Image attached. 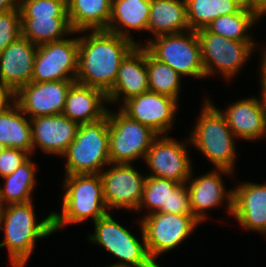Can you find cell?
<instances>
[{"instance_id":"obj_1","label":"cell","mask_w":266,"mask_h":267,"mask_svg":"<svg viewBox=\"0 0 266 267\" xmlns=\"http://www.w3.org/2000/svg\"><path fill=\"white\" fill-rule=\"evenodd\" d=\"M79 37L78 72L75 81L107 93L114 85L122 60L136 46L107 30H88Z\"/></svg>"},{"instance_id":"obj_2","label":"cell","mask_w":266,"mask_h":267,"mask_svg":"<svg viewBox=\"0 0 266 267\" xmlns=\"http://www.w3.org/2000/svg\"><path fill=\"white\" fill-rule=\"evenodd\" d=\"M34 211L33 201L9 204L0 211V228L4 230V242L0 243V248L7 247L12 267H25L35 242L54 233L53 212L37 222Z\"/></svg>"},{"instance_id":"obj_3","label":"cell","mask_w":266,"mask_h":267,"mask_svg":"<svg viewBox=\"0 0 266 267\" xmlns=\"http://www.w3.org/2000/svg\"><path fill=\"white\" fill-rule=\"evenodd\" d=\"M63 184L62 212H53L54 232L90 217L95 222L108 213L100 174L65 175Z\"/></svg>"},{"instance_id":"obj_4","label":"cell","mask_w":266,"mask_h":267,"mask_svg":"<svg viewBox=\"0 0 266 267\" xmlns=\"http://www.w3.org/2000/svg\"><path fill=\"white\" fill-rule=\"evenodd\" d=\"M201 109L196 126L186 141L198 148L216 169H226L234 173L236 136L228 127L219 108L210 100H205Z\"/></svg>"},{"instance_id":"obj_5","label":"cell","mask_w":266,"mask_h":267,"mask_svg":"<svg viewBox=\"0 0 266 267\" xmlns=\"http://www.w3.org/2000/svg\"><path fill=\"white\" fill-rule=\"evenodd\" d=\"M66 160V175L100 174L108 166V117L88 124H80L75 139L62 155ZM102 170V171H101Z\"/></svg>"},{"instance_id":"obj_6","label":"cell","mask_w":266,"mask_h":267,"mask_svg":"<svg viewBox=\"0 0 266 267\" xmlns=\"http://www.w3.org/2000/svg\"><path fill=\"white\" fill-rule=\"evenodd\" d=\"M94 234L88 235L89 241L102 246L120 261L115 263L123 267H160L149 257L145 237L140 223L142 243L108 212L94 222Z\"/></svg>"},{"instance_id":"obj_7","label":"cell","mask_w":266,"mask_h":267,"mask_svg":"<svg viewBox=\"0 0 266 267\" xmlns=\"http://www.w3.org/2000/svg\"><path fill=\"white\" fill-rule=\"evenodd\" d=\"M200 44L205 78L222 73L224 79H232L253 54L254 41H235L211 33L206 28L196 31ZM215 66V67H214Z\"/></svg>"},{"instance_id":"obj_8","label":"cell","mask_w":266,"mask_h":267,"mask_svg":"<svg viewBox=\"0 0 266 267\" xmlns=\"http://www.w3.org/2000/svg\"><path fill=\"white\" fill-rule=\"evenodd\" d=\"M109 157L114 164H132L138 158H145L152 142L158 136L149 127L131 119L121 109L109 112Z\"/></svg>"},{"instance_id":"obj_9","label":"cell","mask_w":266,"mask_h":267,"mask_svg":"<svg viewBox=\"0 0 266 267\" xmlns=\"http://www.w3.org/2000/svg\"><path fill=\"white\" fill-rule=\"evenodd\" d=\"M144 45L157 60L167 63L179 75L205 77L196 31L159 35L147 39Z\"/></svg>"},{"instance_id":"obj_10","label":"cell","mask_w":266,"mask_h":267,"mask_svg":"<svg viewBox=\"0 0 266 267\" xmlns=\"http://www.w3.org/2000/svg\"><path fill=\"white\" fill-rule=\"evenodd\" d=\"M139 222L147 252L155 264L159 255L179 246L200 224L193 215L162 212L147 214Z\"/></svg>"},{"instance_id":"obj_11","label":"cell","mask_w":266,"mask_h":267,"mask_svg":"<svg viewBox=\"0 0 266 267\" xmlns=\"http://www.w3.org/2000/svg\"><path fill=\"white\" fill-rule=\"evenodd\" d=\"M79 37L40 44L34 60L32 82L75 80L78 72Z\"/></svg>"},{"instance_id":"obj_12","label":"cell","mask_w":266,"mask_h":267,"mask_svg":"<svg viewBox=\"0 0 266 267\" xmlns=\"http://www.w3.org/2000/svg\"><path fill=\"white\" fill-rule=\"evenodd\" d=\"M108 166V170L100 173L107 209L123 208L137 212L146 176L138 173L132 164L110 163Z\"/></svg>"},{"instance_id":"obj_13","label":"cell","mask_w":266,"mask_h":267,"mask_svg":"<svg viewBox=\"0 0 266 267\" xmlns=\"http://www.w3.org/2000/svg\"><path fill=\"white\" fill-rule=\"evenodd\" d=\"M186 148L184 142H178L168 135H158L144 158L151 170L148 176L185 184L193 171Z\"/></svg>"},{"instance_id":"obj_14","label":"cell","mask_w":266,"mask_h":267,"mask_svg":"<svg viewBox=\"0 0 266 267\" xmlns=\"http://www.w3.org/2000/svg\"><path fill=\"white\" fill-rule=\"evenodd\" d=\"M178 100L153 91H146L120 104V109L131 119L149 127L157 135H168L176 111Z\"/></svg>"},{"instance_id":"obj_15","label":"cell","mask_w":266,"mask_h":267,"mask_svg":"<svg viewBox=\"0 0 266 267\" xmlns=\"http://www.w3.org/2000/svg\"><path fill=\"white\" fill-rule=\"evenodd\" d=\"M75 80L30 82L21 87L14 101L30 119L62 114L67 93Z\"/></svg>"},{"instance_id":"obj_16","label":"cell","mask_w":266,"mask_h":267,"mask_svg":"<svg viewBox=\"0 0 266 267\" xmlns=\"http://www.w3.org/2000/svg\"><path fill=\"white\" fill-rule=\"evenodd\" d=\"M199 177L191 173L186 182L190 196L193 216L201 223L206 220V210L223 205L226 200V208L232 215L233 189L226 191L222 181V175H232L233 172L226 169H216ZM222 173V175L220 174ZM193 174V175H192Z\"/></svg>"},{"instance_id":"obj_17","label":"cell","mask_w":266,"mask_h":267,"mask_svg":"<svg viewBox=\"0 0 266 267\" xmlns=\"http://www.w3.org/2000/svg\"><path fill=\"white\" fill-rule=\"evenodd\" d=\"M33 153L37 148L46 154L62 156L75 139L79 124L63 114L30 119Z\"/></svg>"},{"instance_id":"obj_18","label":"cell","mask_w":266,"mask_h":267,"mask_svg":"<svg viewBox=\"0 0 266 267\" xmlns=\"http://www.w3.org/2000/svg\"><path fill=\"white\" fill-rule=\"evenodd\" d=\"M149 90L146 48L136 45L122 60L113 87L106 93L109 103H121ZM122 96V97H121ZM121 97V98H120Z\"/></svg>"},{"instance_id":"obj_19","label":"cell","mask_w":266,"mask_h":267,"mask_svg":"<svg viewBox=\"0 0 266 267\" xmlns=\"http://www.w3.org/2000/svg\"><path fill=\"white\" fill-rule=\"evenodd\" d=\"M37 47L21 36L0 52V81L13 93L32 81Z\"/></svg>"},{"instance_id":"obj_20","label":"cell","mask_w":266,"mask_h":267,"mask_svg":"<svg viewBox=\"0 0 266 267\" xmlns=\"http://www.w3.org/2000/svg\"><path fill=\"white\" fill-rule=\"evenodd\" d=\"M260 98L240 99L220 111L237 138L252 141L266 136V105Z\"/></svg>"},{"instance_id":"obj_21","label":"cell","mask_w":266,"mask_h":267,"mask_svg":"<svg viewBox=\"0 0 266 267\" xmlns=\"http://www.w3.org/2000/svg\"><path fill=\"white\" fill-rule=\"evenodd\" d=\"M232 216L245 230L266 233V184L243 182L233 189Z\"/></svg>"},{"instance_id":"obj_22","label":"cell","mask_w":266,"mask_h":267,"mask_svg":"<svg viewBox=\"0 0 266 267\" xmlns=\"http://www.w3.org/2000/svg\"><path fill=\"white\" fill-rule=\"evenodd\" d=\"M107 94L98 88L74 82L66 97L63 115L80 124L100 121L106 117Z\"/></svg>"},{"instance_id":"obj_23","label":"cell","mask_w":266,"mask_h":267,"mask_svg":"<svg viewBox=\"0 0 266 267\" xmlns=\"http://www.w3.org/2000/svg\"><path fill=\"white\" fill-rule=\"evenodd\" d=\"M151 0H112L107 31L136 43L131 30H147Z\"/></svg>"},{"instance_id":"obj_24","label":"cell","mask_w":266,"mask_h":267,"mask_svg":"<svg viewBox=\"0 0 266 267\" xmlns=\"http://www.w3.org/2000/svg\"><path fill=\"white\" fill-rule=\"evenodd\" d=\"M112 0H67V14L73 31L107 30Z\"/></svg>"},{"instance_id":"obj_25","label":"cell","mask_w":266,"mask_h":267,"mask_svg":"<svg viewBox=\"0 0 266 267\" xmlns=\"http://www.w3.org/2000/svg\"><path fill=\"white\" fill-rule=\"evenodd\" d=\"M187 30L185 0H151L147 31L157 37Z\"/></svg>"},{"instance_id":"obj_26","label":"cell","mask_w":266,"mask_h":267,"mask_svg":"<svg viewBox=\"0 0 266 267\" xmlns=\"http://www.w3.org/2000/svg\"><path fill=\"white\" fill-rule=\"evenodd\" d=\"M0 142L6 147L33 153L30 118L13 101L0 111Z\"/></svg>"},{"instance_id":"obj_27","label":"cell","mask_w":266,"mask_h":267,"mask_svg":"<svg viewBox=\"0 0 266 267\" xmlns=\"http://www.w3.org/2000/svg\"><path fill=\"white\" fill-rule=\"evenodd\" d=\"M250 0H185L189 29L206 28L219 16L239 12Z\"/></svg>"},{"instance_id":"obj_28","label":"cell","mask_w":266,"mask_h":267,"mask_svg":"<svg viewBox=\"0 0 266 267\" xmlns=\"http://www.w3.org/2000/svg\"><path fill=\"white\" fill-rule=\"evenodd\" d=\"M260 18H262V15L250 0L239 12L219 16L206 29L227 39L254 41L247 32L258 20H261Z\"/></svg>"},{"instance_id":"obj_29","label":"cell","mask_w":266,"mask_h":267,"mask_svg":"<svg viewBox=\"0 0 266 267\" xmlns=\"http://www.w3.org/2000/svg\"><path fill=\"white\" fill-rule=\"evenodd\" d=\"M30 158L22 163L13 174L2 178L5 182L3 188H0L3 206L32 201L31 193L36 184L37 165Z\"/></svg>"},{"instance_id":"obj_30","label":"cell","mask_w":266,"mask_h":267,"mask_svg":"<svg viewBox=\"0 0 266 267\" xmlns=\"http://www.w3.org/2000/svg\"><path fill=\"white\" fill-rule=\"evenodd\" d=\"M21 29L22 37L36 45L79 33L72 30L68 18H21Z\"/></svg>"},{"instance_id":"obj_31","label":"cell","mask_w":266,"mask_h":267,"mask_svg":"<svg viewBox=\"0 0 266 267\" xmlns=\"http://www.w3.org/2000/svg\"><path fill=\"white\" fill-rule=\"evenodd\" d=\"M146 68L150 91L179 100L181 75L167 63L157 60L147 49Z\"/></svg>"},{"instance_id":"obj_32","label":"cell","mask_w":266,"mask_h":267,"mask_svg":"<svg viewBox=\"0 0 266 267\" xmlns=\"http://www.w3.org/2000/svg\"><path fill=\"white\" fill-rule=\"evenodd\" d=\"M179 185L180 183L169 179L146 176L138 210L146 207L149 214L155 212L169 213L170 194Z\"/></svg>"},{"instance_id":"obj_33","label":"cell","mask_w":266,"mask_h":267,"mask_svg":"<svg viewBox=\"0 0 266 267\" xmlns=\"http://www.w3.org/2000/svg\"><path fill=\"white\" fill-rule=\"evenodd\" d=\"M21 18H68L67 0H21Z\"/></svg>"},{"instance_id":"obj_34","label":"cell","mask_w":266,"mask_h":267,"mask_svg":"<svg viewBox=\"0 0 266 267\" xmlns=\"http://www.w3.org/2000/svg\"><path fill=\"white\" fill-rule=\"evenodd\" d=\"M21 36L20 9L0 13V52Z\"/></svg>"},{"instance_id":"obj_35","label":"cell","mask_w":266,"mask_h":267,"mask_svg":"<svg viewBox=\"0 0 266 267\" xmlns=\"http://www.w3.org/2000/svg\"><path fill=\"white\" fill-rule=\"evenodd\" d=\"M30 156L24 150L7 147L0 154V177L4 178L13 174Z\"/></svg>"},{"instance_id":"obj_36","label":"cell","mask_w":266,"mask_h":267,"mask_svg":"<svg viewBox=\"0 0 266 267\" xmlns=\"http://www.w3.org/2000/svg\"><path fill=\"white\" fill-rule=\"evenodd\" d=\"M169 213L193 215L187 184H180L170 194Z\"/></svg>"},{"instance_id":"obj_37","label":"cell","mask_w":266,"mask_h":267,"mask_svg":"<svg viewBox=\"0 0 266 267\" xmlns=\"http://www.w3.org/2000/svg\"><path fill=\"white\" fill-rule=\"evenodd\" d=\"M13 93L4 83L0 81V111L6 109L14 101Z\"/></svg>"},{"instance_id":"obj_38","label":"cell","mask_w":266,"mask_h":267,"mask_svg":"<svg viewBox=\"0 0 266 267\" xmlns=\"http://www.w3.org/2000/svg\"><path fill=\"white\" fill-rule=\"evenodd\" d=\"M261 57V62H260V82L261 83V95L263 98V101L266 105V55L264 54V52L262 53Z\"/></svg>"},{"instance_id":"obj_39","label":"cell","mask_w":266,"mask_h":267,"mask_svg":"<svg viewBox=\"0 0 266 267\" xmlns=\"http://www.w3.org/2000/svg\"><path fill=\"white\" fill-rule=\"evenodd\" d=\"M21 0H0V13L20 9Z\"/></svg>"},{"instance_id":"obj_40","label":"cell","mask_w":266,"mask_h":267,"mask_svg":"<svg viewBox=\"0 0 266 267\" xmlns=\"http://www.w3.org/2000/svg\"><path fill=\"white\" fill-rule=\"evenodd\" d=\"M251 2L263 17L266 16V0H251Z\"/></svg>"},{"instance_id":"obj_41","label":"cell","mask_w":266,"mask_h":267,"mask_svg":"<svg viewBox=\"0 0 266 267\" xmlns=\"http://www.w3.org/2000/svg\"><path fill=\"white\" fill-rule=\"evenodd\" d=\"M7 147L0 142V154L6 149Z\"/></svg>"},{"instance_id":"obj_42","label":"cell","mask_w":266,"mask_h":267,"mask_svg":"<svg viewBox=\"0 0 266 267\" xmlns=\"http://www.w3.org/2000/svg\"><path fill=\"white\" fill-rule=\"evenodd\" d=\"M109 267H123V266H120V265H116V264H112L111 266Z\"/></svg>"},{"instance_id":"obj_43","label":"cell","mask_w":266,"mask_h":267,"mask_svg":"<svg viewBox=\"0 0 266 267\" xmlns=\"http://www.w3.org/2000/svg\"><path fill=\"white\" fill-rule=\"evenodd\" d=\"M2 208H3V204H2L1 198H0V211H1Z\"/></svg>"}]
</instances>
